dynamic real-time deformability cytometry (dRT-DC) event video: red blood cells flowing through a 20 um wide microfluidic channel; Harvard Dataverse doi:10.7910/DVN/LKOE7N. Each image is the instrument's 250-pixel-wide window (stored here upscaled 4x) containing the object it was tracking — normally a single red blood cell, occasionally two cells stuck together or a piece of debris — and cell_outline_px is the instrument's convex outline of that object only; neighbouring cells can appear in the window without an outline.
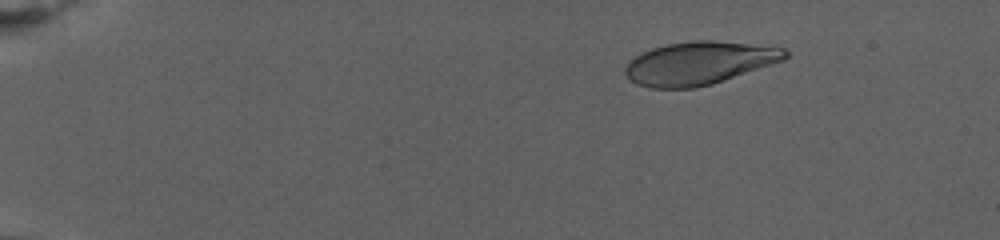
{"species": "human", "species_latin": "Homo sapiens", "temperature_condition": "warm", "stored_images_in_passage": 80, "camera_frame_rate_fps": 3000, "um_per_image_px": 0.085, "donor": {"sex": "female"}, "frame": {"image": 1, "passage_image": 13, "time_ms": 4.0, "image_size_px": [1000, 240], "cell_outline_px": [[788, 56], [784, 60], [712, 84], [692, 88], [652, 88], [636, 84], [624, 72], [624, 68], [640, 52], [652, 48], [668, 44], [692, 40], [712, 40], [784, 48], [788, 52]], "centroid_in_image_um": [59.41, 5.36], "position_along_channel_um": 25.6, "area_um2": 39.71}}
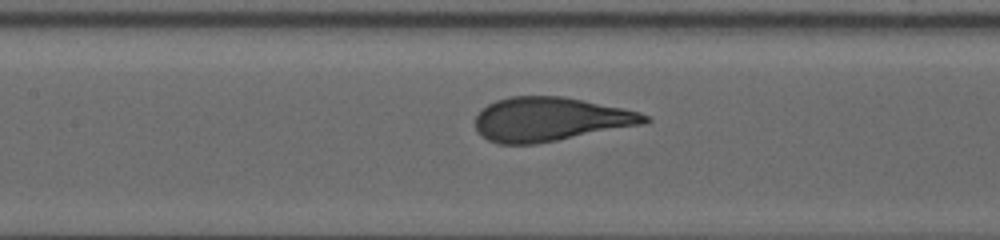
{"frame": {"image": 2, "passage_image": 41, "time_ms": 13.333, "image_size_px": [1000, 240], "cell_outline_px": [[652, 120], [648, 124], [536, 144], [496, 144], [480, 136], [476, 128], [476, 116], [488, 104], [496, 100], [512, 96], [564, 96], [640, 112], [648, 116]], "centroid_in_image_um": [46.8, 10.15], "position_along_channel_um": 160.6, "area_um2": 43.64}}
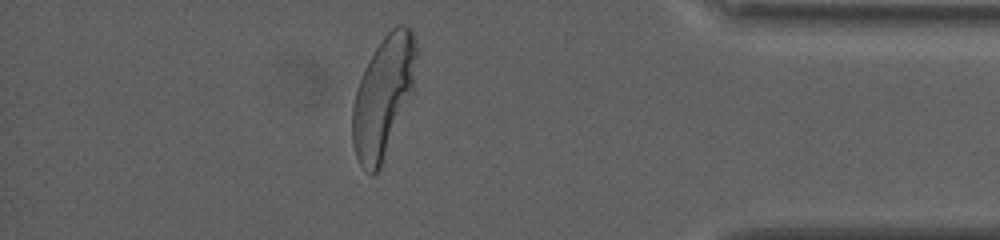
{"frame": {"image": 3, "passage_image": 71, "time_ms": 23.333, "image_size_px": [1000, 240], "cell_outline_px": [[416, 56], [412, 92], [380, 168], [372, 176], [360, 164], [356, 156], [352, 144], [352, 108], [356, 92], [364, 68], [376, 48], [384, 36], [396, 24], [404, 24], [412, 32], [416, 48]], "centroid_in_image_um": [32.55, 8.21], "position_along_channel_um": 402.6, "area_um2": 44.1}}